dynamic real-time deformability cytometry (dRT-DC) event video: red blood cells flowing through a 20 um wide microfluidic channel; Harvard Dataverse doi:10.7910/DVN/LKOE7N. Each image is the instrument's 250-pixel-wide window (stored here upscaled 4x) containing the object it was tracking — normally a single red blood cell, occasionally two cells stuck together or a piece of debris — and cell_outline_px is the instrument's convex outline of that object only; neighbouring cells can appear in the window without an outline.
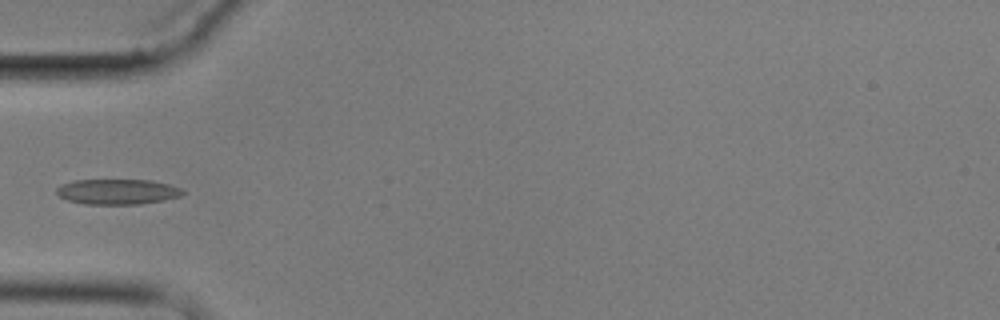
{"species": "common noctule bat (a hibernating species)", "species_latin": "Nyctalus noctula", "temperature_condition": "cold", "stored_images_in_passage": 4, "camera_frame_rate_fps": 3000, "um_per_image_px": 0.085, "animal": {"sex": "male", "body_mass_g": 17.9}, "frame": {"image": 1, "passage_image": 2, "time_ms": 1.333, "image_size_px": [1000, 320], "cell_outline_px": [[184, 192], [180, 196], [164, 200], [140, 204], [84, 204], [68, 200], [60, 196], [56, 192], [56, 188], [60, 184], [72, 180], [152, 180], [168, 184], [180, 188]], "centroid_in_image_um": [9.95, 16.29], "position_along_channel_um": 75.0, "area_um2": 18.61}}
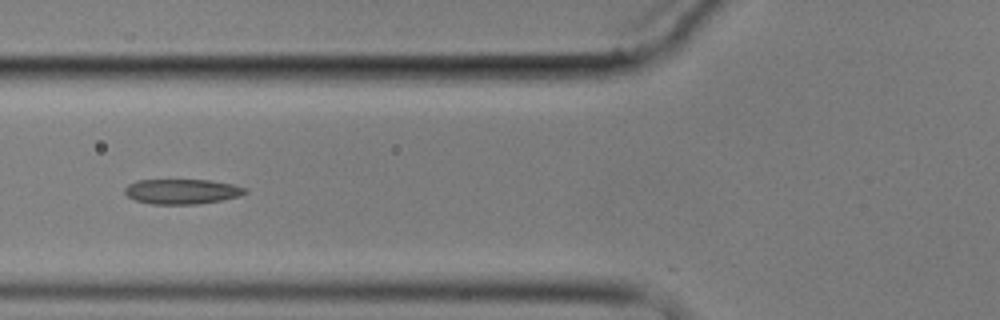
{"frame": {"image": 2, "passage_image": 3, "time_ms": 2.333, "image_size_px": [1000, 320], "cell_outline_px": [[248, 192], [240, 196], [220, 200], [196, 204], [152, 204], [136, 200], [128, 196], [124, 192], [124, 188], [128, 184], [136, 180], [208, 180], [232, 184], [248, 188]], "centroid_in_image_um": [15.47, 16.27], "position_along_channel_um": 110.3, "area_um2": 17.51}}